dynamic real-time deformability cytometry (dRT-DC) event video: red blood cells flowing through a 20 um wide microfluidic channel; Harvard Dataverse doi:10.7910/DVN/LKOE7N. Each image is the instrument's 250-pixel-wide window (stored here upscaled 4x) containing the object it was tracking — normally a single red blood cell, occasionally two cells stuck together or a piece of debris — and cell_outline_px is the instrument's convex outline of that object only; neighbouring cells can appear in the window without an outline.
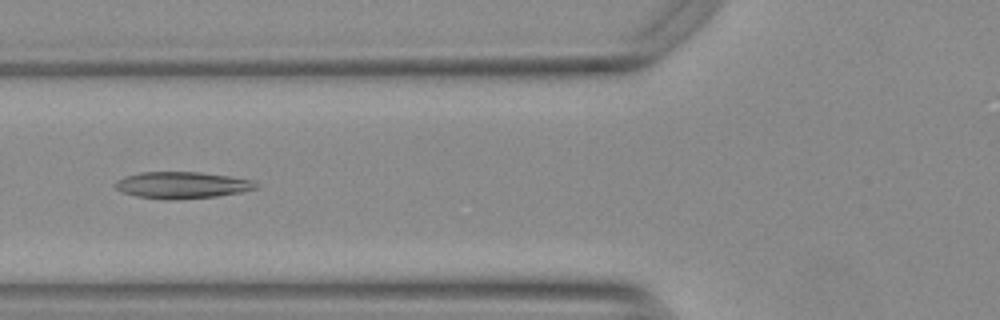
{"species": "Egyptian fruit bat (a non-hibernating species)", "species_latin": "Rousettus aegyptiacus", "temperature_condition": "warm", "stored_images_in_passage": 44, "camera_frame_rate_fps": 3000, "um_per_image_px": 0.085, "animal": {"sex": "female"}, "frame": {"image": 1, "passage_image": 10, "time_ms": 3.0, "image_size_px": [1000, 320], "cell_outline_px": [[256, 188], [240, 192], [216, 196], [172, 200], [164, 200], [136, 196], [124, 192], [116, 188], [112, 184], [116, 180], [124, 176], [140, 172], [200, 172], [228, 176], [252, 180], [256, 184]], "centroid_in_image_um": [15.4, 15.73], "position_along_channel_um": 110.4, "area_um2": 21.79}}
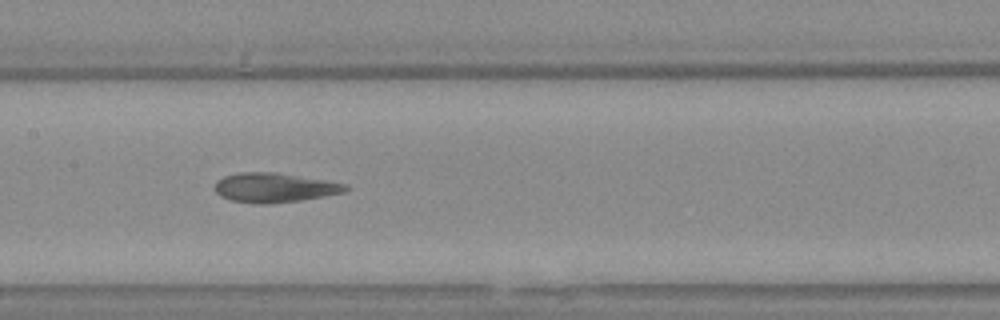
{"frame": {"image": 2, "passage_image": 16, "time_ms": 5.0, "image_size_px": [1000, 320], "cell_outline_px": [[348, 188], [344, 192], [324, 196], [300, 200], [268, 204], [260, 204], [232, 200], [220, 196], [216, 192], [216, 180], [224, 176], [240, 172], [276, 172], [348, 184]], "centroid_in_image_um": [23.32, 15.94], "position_along_channel_um": 184.1, "area_um2": 22.25}}
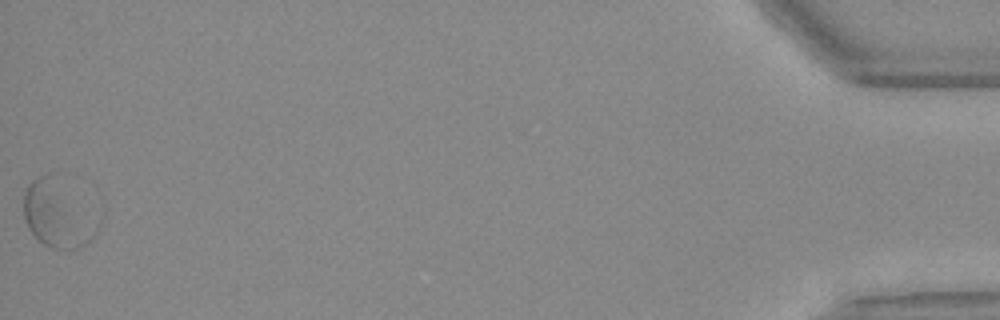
{"frame": {"image": 3, "passage_image": 44, "time_ms": 14.333, "image_size_px": [1000, 320], "cell_outline_px": [[92, 236], [80, 248], [52, 248], [44, 244], [28, 228], [24, 216], [24, 192], [32, 180], [40, 176], [44, 176]], "centroid_in_image_um": [4.44, 18.45], "position_along_channel_um": 430.8, "area_um2": 21.5}, "authors_computed_cell_mechanics": {"area_um2": 21.5594, "velocity_mm_per_s": 3.6973, "shape_relaxation_time_tau1_ms": null, "shape_relaxation_time_tau2_ms": 1.2248, "deformation_change_tau1": null, "deformation_change_tau2": 0.0814}}